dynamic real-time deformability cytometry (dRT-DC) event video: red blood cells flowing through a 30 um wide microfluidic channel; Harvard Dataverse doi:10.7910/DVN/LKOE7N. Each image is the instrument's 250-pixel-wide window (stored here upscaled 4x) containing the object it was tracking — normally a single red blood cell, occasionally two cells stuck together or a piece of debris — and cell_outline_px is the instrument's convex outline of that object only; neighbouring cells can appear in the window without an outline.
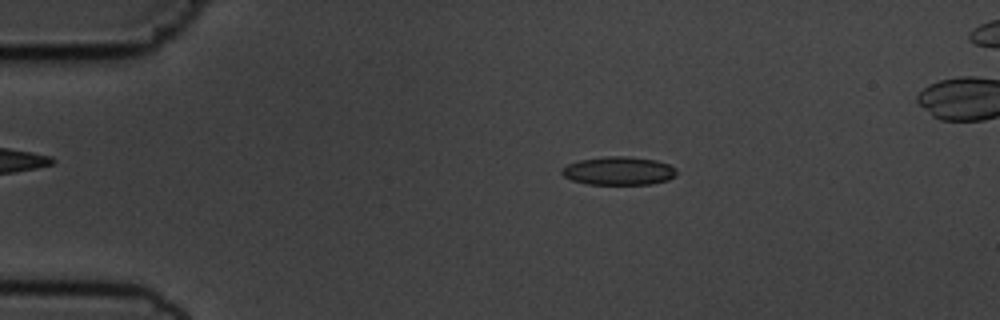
{"species": "common noctule bat (a hibernating species)", "species_latin": "Nyctalus noctula", "temperature_condition": "cold", "stored_images_in_passage": 55, "camera_frame_rate_fps": 3000, "um_per_image_px": 0.085, "animal": {"sex": "male", "body_mass_g": 19.5, "forearm_length_mm": 54.6}, "frame": {"image": 1, "passage_image": 11, "time_ms": 3.333, "image_size_px": [1000, 320], "cell_outline_px": [[676, 176], [668, 180], [652, 184], [588, 184], [572, 180], [564, 176], [560, 172], [560, 168], [568, 164], [580, 160], [608, 156], [628, 156], [656, 160], [668, 164], [676, 168]], "centroid_in_image_um": [52.59, 14.52], "position_along_channel_um": 32.4, "area_um2": 19.02}}
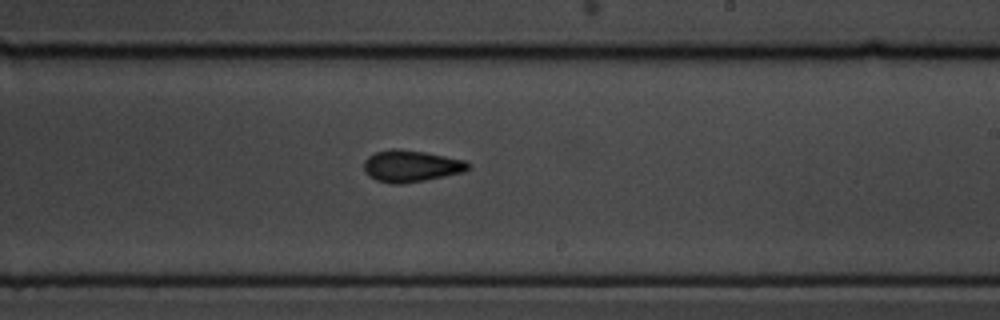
{"frame": {"image": 2, "passage_image": 33, "time_ms": 10.667, "image_size_px": [1000, 320], "cell_outline_px": [[468, 168], [464, 172], [424, 180], [400, 184], [392, 184], [376, 180], [368, 176], [364, 172], [364, 160], [368, 156], [376, 152], [392, 148], [396, 148], [424, 152], [464, 160], [468, 164]], "centroid_in_image_um": [34.88, 14.11], "position_along_channel_um": 254.1, "area_um2": 19.13}}
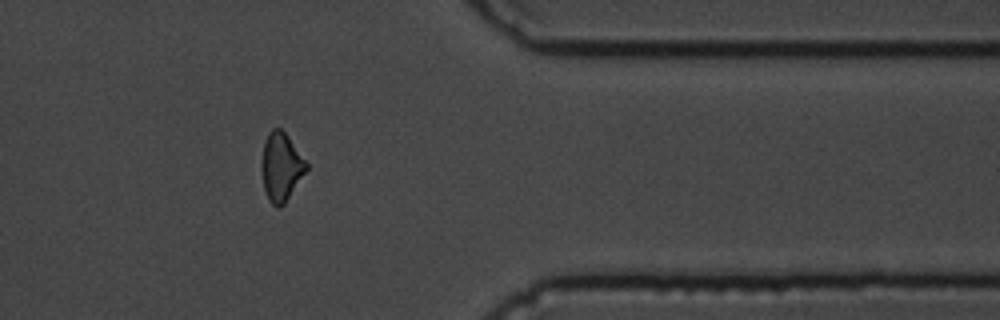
{"frame": {"image": 3, "passage_image": 45, "time_ms": 14.667, "image_size_px": [1000, 320], "cell_outline_px": [[308, 168], [284, 204], [280, 208], [276, 208], [268, 200], [264, 192], [260, 168], [260, 164], [264, 140], [268, 132], [272, 128], [280, 128], [284, 132], [308, 164]], "centroid_in_image_um": [23.84, 14.2], "position_along_channel_um": 387.6, "area_um2": 17.98}}